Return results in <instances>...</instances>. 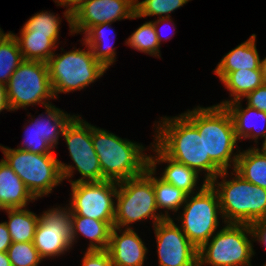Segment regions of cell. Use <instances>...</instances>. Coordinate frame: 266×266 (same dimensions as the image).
Returning a JSON list of instances; mask_svg holds the SVG:
<instances>
[{
  "label": "cell",
  "mask_w": 266,
  "mask_h": 266,
  "mask_svg": "<svg viewBox=\"0 0 266 266\" xmlns=\"http://www.w3.org/2000/svg\"><path fill=\"white\" fill-rule=\"evenodd\" d=\"M204 138L205 145V180L210 183L222 171L231 167L235 169L238 154H233L237 147L234 125L225 106L197 107L183 113ZM233 158H232V156Z\"/></svg>",
  "instance_id": "cell-1"
},
{
  "label": "cell",
  "mask_w": 266,
  "mask_h": 266,
  "mask_svg": "<svg viewBox=\"0 0 266 266\" xmlns=\"http://www.w3.org/2000/svg\"><path fill=\"white\" fill-rule=\"evenodd\" d=\"M92 143L99 159L103 180L121 182L143 174L149 167V156L138 143L119 138L92 126Z\"/></svg>",
  "instance_id": "cell-2"
},
{
  "label": "cell",
  "mask_w": 266,
  "mask_h": 266,
  "mask_svg": "<svg viewBox=\"0 0 266 266\" xmlns=\"http://www.w3.org/2000/svg\"><path fill=\"white\" fill-rule=\"evenodd\" d=\"M232 180H226L227 171L217 175L223 179L210 184L217 191L220 200V210L225 223L251 224L254 221L266 219V189L245 180L235 170ZM217 187V188H216Z\"/></svg>",
  "instance_id": "cell-3"
},
{
  "label": "cell",
  "mask_w": 266,
  "mask_h": 266,
  "mask_svg": "<svg viewBox=\"0 0 266 266\" xmlns=\"http://www.w3.org/2000/svg\"><path fill=\"white\" fill-rule=\"evenodd\" d=\"M162 119V124L157 127L155 144L173 160L198 173L205 171L204 138L197 127L184 114Z\"/></svg>",
  "instance_id": "cell-4"
},
{
  "label": "cell",
  "mask_w": 266,
  "mask_h": 266,
  "mask_svg": "<svg viewBox=\"0 0 266 266\" xmlns=\"http://www.w3.org/2000/svg\"><path fill=\"white\" fill-rule=\"evenodd\" d=\"M117 203L115 206L114 227L126 226L142 219L152 218L154 225L165 219H170L168 211L165 214H156V197L152 182V169L148 167L146 171L136 177L118 182L116 193ZM129 227H128V226Z\"/></svg>",
  "instance_id": "cell-5"
},
{
  "label": "cell",
  "mask_w": 266,
  "mask_h": 266,
  "mask_svg": "<svg viewBox=\"0 0 266 266\" xmlns=\"http://www.w3.org/2000/svg\"><path fill=\"white\" fill-rule=\"evenodd\" d=\"M88 51L76 49L62 55L53 54L47 61L49 78L55 98L58 93H68L82 90L107 70L93 56L92 49Z\"/></svg>",
  "instance_id": "cell-6"
},
{
  "label": "cell",
  "mask_w": 266,
  "mask_h": 266,
  "mask_svg": "<svg viewBox=\"0 0 266 266\" xmlns=\"http://www.w3.org/2000/svg\"><path fill=\"white\" fill-rule=\"evenodd\" d=\"M5 158L26 188L37 200L48 195L63 181L59 160L54 154H37L22 149L0 146Z\"/></svg>",
  "instance_id": "cell-7"
},
{
  "label": "cell",
  "mask_w": 266,
  "mask_h": 266,
  "mask_svg": "<svg viewBox=\"0 0 266 266\" xmlns=\"http://www.w3.org/2000/svg\"><path fill=\"white\" fill-rule=\"evenodd\" d=\"M247 234L252 235L250 224L226 223L198 249V266H251L254 251Z\"/></svg>",
  "instance_id": "cell-8"
},
{
  "label": "cell",
  "mask_w": 266,
  "mask_h": 266,
  "mask_svg": "<svg viewBox=\"0 0 266 266\" xmlns=\"http://www.w3.org/2000/svg\"><path fill=\"white\" fill-rule=\"evenodd\" d=\"M195 195V196H194ZM183 213L180 217L181 230L189 241L199 249L206 243L219 226L221 215L217 191L205 179L195 194L187 195Z\"/></svg>",
  "instance_id": "cell-9"
},
{
  "label": "cell",
  "mask_w": 266,
  "mask_h": 266,
  "mask_svg": "<svg viewBox=\"0 0 266 266\" xmlns=\"http://www.w3.org/2000/svg\"><path fill=\"white\" fill-rule=\"evenodd\" d=\"M6 91L11 111L40 103L47 107L52 104L46 100L55 99L48 65L40 61L23 60L6 84Z\"/></svg>",
  "instance_id": "cell-10"
},
{
  "label": "cell",
  "mask_w": 266,
  "mask_h": 266,
  "mask_svg": "<svg viewBox=\"0 0 266 266\" xmlns=\"http://www.w3.org/2000/svg\"><path fill=\"white\" fill-rule=\"evenodd\" d=\"M63 136L71 159L75 163V166H72L59 161L63 180L71 177L76 168L82 177L74 181L70 180V183L104 181L99 159L92 143V125L80 119L79 116H75L66 126Z\"/></svg>",
  "instance_id": "cell-11"
},
{
  "label": "cell",
  "mask_w": 266,
  "mask_h": 266,
  "mask_svg": "<svg viewBox=\"0 0 266 266\" xmlns=\"http://www.w3.org/2000/svg\"><path fill=\"white\" fill-rule=\"evenodd\" d=\"M118 182L104 180L99 182L71 183L72 216H83L95 220L114 222L115 202Z\"/></svg>",
  "instance_id": "cell-12"
},
{
  "label": "cell",
  "mask_w": 266,
  "mask_h": 266,
  "mask_svg": "<svg viewBox=\"0 0 266 266\" xmlns=\"http://www.w3.org/2000/svg\"><path fill=\"white\" fill-rule=\"evenodd\" d=\"M67 209L56 207L39 216L33 244L42 259L59 256L72 248V212Z\"/></svg>",
  "instance_id": "cell-13"
},
{
  "label": "cell",
  "mask_w": 266,
  "mask_h": 266,
  "mask_svg": "<svg viewBox=\"0 0 266 266\" xmlns=\"http://www.w3.org/2000/svg\"><path fill=\"white\" fill-rule=\"evenodd\" d=\"M159 266H198V249L173 219L154 225Z\"/></svg>",
  "instance_id": "cell-14"
},
{
  "label": "cell",
  "mask_w": 266,
  "mask_h": 266,
  "mask_svg": "<svg viewBox=\"0 0 266 266\" xmlns=\"http://www.w3.org/2000/svg\"><path fill=\"white\" fill-rule=\"evenodd\" d=\"M136 0H85L71 16V34L121 19L136 18Z\"/></svg>",
  "instance_id": "cell-15"
},
{
  "label": "cell",
  "mask_w": 266,
  "mask_h": 266,
  "mask_svg": "<svg viewBox=\"0 0 266 266\" xmlns=\"http://www.w3.org/2000/svg\"><path fill=\"white\" fill-rule=\"evenodd\" d=\"M47 113L46 117H38L26 129V142L24 141L22 149L37 154H53L52 149L58 144L59 136L64 133L66 126L75 117L64 113L62 110L53 105L45 107ZM52 120V122H51ZM32 126V128H31ZM30 129V130H29Z\"/></svg>",
  "instance_id": "cell-16"
},
{
  "label": "cell",
  "mask_w": 266,
  "mask_h": 266,
  "mask_svg": "<svg viewBox=\"0 0 266 266\" xmlns=\"http://www.w3.org/2000/svg\"><path fill=\"white\" fill-rule=\"evenodd\" d=\"M117 227H113L107 251L114 266H143L147 248L133 229H125L118 235Z\"/></svg>",
  "instance_id": "cell-17"
},
{
  "label": "cell",
  "mask_w": 266,
  "mask_h": 266,
  "mask_svg": "<svg viewBox=\"0 0 266 266\" xmlns=\"http://www.w3.org/2000/svg\"><path fill=\"white\" fill-rule=\"evenodd\" d=\"M152 146L153 148L155 147L153 150L157 153V156H155L156 158L149 156V167L155 171L158 162L169 163L160 179L181 189L187 195L195 194L194 189L196 188L199 173L168 157L156 144Z\"/></svg>",
  "instance_id": "cell-18"
},
{
  "label": "cell",
  "mask_w": 266,
  "mask_h": 266,
  "mask_svg": "<svg viewBox=\"0 0 266 266\" xmlns=\"http://www.w3.org/2000/svg\"><path fill=\"white\" fill-rule=\"evenodd\" d=\"M256 35L251 37L227 53L214 69V73L222 81L230 72L237 70H261V59L256 49Z\"/></svg>",
  "instance_id": "cell-19"
},
{
  "label": "cell",
  "mask_w": 266,
  "mask_h": 266,
  "mask_svg": "<svg viewBox=\"0 0 266 266\" xmlns=\"http://www.w3.org/2000/svg\"><path fill=\"white\" fill-rule=\"evenodd\" d=\"M36 200L24 182L4 160L0 161V210L25 208L28 201Z\"/></svg>",
  "instance_id": "cell-20"
},
{
  "label": "cell",
  "mask_w": 266,
  "mask_h": 266,
  "mask_svg": "<svg viewBox=\"0 0 266 266\" xmlns=\"http://www.w3.org/2000/svg\"><path fill=\"white\" fill-rule=\"evenodd\" d=\"M241 100L229 102L225 105L226 109L231 115L235 136L237 140L241 138H252L257 142L259 137L266 138V112L257 110L256 108L250 107L247 105L246 108H242ZM258 117V119L262 120V128L261 126L257 129L256 125L257 120L254 118ZM252 119V120H251ZM254 119V122H253ZM257 119V118H256ZM258 120V121H260ZM255 124V125H254ZM259 126V125H258Z\"/></svg>",
  "instance_id": "cell-21"
},
{
  "label": "cell",
  "mask_w": 266,
  "mask_h": 266,
  "mask_svg": "<svg viewBox=\"0 0 266 266\" xmlns=\"http://www.w3.org/2000/svg\"><path fill=\"white\" fill-rule=\"evenodd\" d=\"M71 226L72 245L78 235V232H80L83 236L89 238L90 240V245L87 250H107L114 222H105L83 216H72Z\"/></svg>",
  "instance_id": "cell-22"
},
{
  "label": "cell",
  "mask_w": 266,
  "mask_h": 266,
  "mask_svg": "<svg viewBox=\"0 0 266 266\" xmlns=\"http://www.w3.org/2000/svg\"><path fill=\"white\" fill-rule=\"evenodd\" d=\"M8 214V222H5L12 242H33L39 217L26 208L4 209Z\"/></svg>",
  "instance_id": "cell-23"
},
{
  "label": "cell",
  "mask_w": 266,
  "mask_h": 266,
  "mask_svg": "<svg viewBox=\"0 0 266 266\" xmlns=\"http://www.w3.org/2000/svg\"><path fill=\"white\" fill-rule=\"evenodd\" d=\"M222 83L230 91V96L233 97V100L218 104L225 106L229 102L241 100L247 94L262 86V71L248 69L233 71L222 80Z\"/></svg>",
  "instance_id": "cell-24"
},
{
  "label": "cell",
  "mask_w": 266,
  "mask_h": 266,
  "mask_svg": "<svg viewBox=\"0 0 266 266\" xmlns=\"http://www.w3.org/2000/svg\"><path fill=\"white\" fill-rule=\"evenodd\" d=\"M235 170L250 183L266 189V157L256 147L238 154Z\"/></svg>",
  "instance_id": "cell-25"
},
{
  "label": "cell",
  "mask_w": 266,
  "mask_h": 266,
  "mask_svg": "<svg viewBox=\"0 0 266 266\" xmlns=\"http://www.w3.org/2000/svg\"><path fill=\"white\" fill-rule=\"evenodd\" d=\"M110 25V22H106L90 27L85 32V37L83 39L84 45L89 46L92 49L95 59L106 69H108L116 59L114 48L107 42L108 37L106 36V29H112L111 27H108Z\"/></svg>",
  "instance_id": "cell-26"
},
{
  "label": "cell",
  "mask_w": 266,
  "mask_h": 266,
  "mask_svg": "<svg viewBox=\"0 0 266 266\" xmlns=\"http://www.w3.org/2000/svg\"><path fill=\"white\" fill-rule=\"evenodd\" d=\"M24 58L13 33H4L0 37V84L6 86L10 77Z\"/></svg>",
  "instance_id": "cell-27"
},
{
  "label": "cell",
  "mask_w": 266,
  "mask_h": 266,
  "mask_svg": "<svg viewBox=\"0 0 266 266\" xmlns=\"http://www.w3.org/2000/svg\"><path fill=\"white\" fill-rule=\"evenodd\" d=\"M19 44L24 60L45 62L54 54L56 44L47 37L40 34H20V38L13 34Z\"/></svg>",
  "instance_id": "cell-28"
},
{
  "label": "cell",
  "mask_w": 266,
  "mask_h": 266,
  "mask_svg": "<svg viewBox=\"0 0 266 266\" xmlns=\"http://www.w3.org/2000/svg\"><path fill=\"white\" fill-rule=\"evenodd\" d=\"M154 174L155 171L152 170V182L155 190L157 209L165 208L172 210V212H177L185 204L187 194L174 185L164 182L155 176L153 177Z\"/></svg>",
  "instance_id": "cell-29"
},
{
  "label": "cell",
  "mask_w": 266,
  "mask_h": 266,
  "mask_svg": "<svg viewBox=\"0 0 266 266\" xmlns=\"http://www.w3.org/2000/svg\"><path fill=\"white\" fill-rule=\"evenodd\" d=\"M53 13L40 12L33 15L21 29V34L47 35L55 44L59 36L61 20Z\"/></svg>",
  "instance_id": "cell-30"
},
{
  "label": "cell",
  "mask_w": 266,
  "mask_h": 266,
  "mask_svg": "<svg viewBox=\"0 0 266 266\" xmlns=\"http://www.w3.org/2000/svg\"><path fill=\"white\" fill-rule=\"evenodd\" d=\"M126 44L140 52L159 56L160 43L152 21L144 23L133 32Z\"/></svg>",
  "instance_id": "cell-31"
},
{
  "label": "cell",
  "mask_w": 266,
  "mask_h": 266,
  "mask_svg": "<svg viewBox=\"0 0 266 266\" xmlns=\"http://www.w3.org/2000/svg\"><path fill=\"white\" fill-rule=\"evenodd\" d=\"M189 0H143L138 2L136 0V18H142L146 16H160L170 18L171 12L180 8L186 4Z\"/></svg>",
  "instance_id": "cell-32"
},
{
  "label": "cell",
  "mask_w": 266,
  "mask_h": 266,
  "mask_svg": "<svg viewBox=\"0 0 266 266\" xmlns=\"http://www.w3.org/2000/svg\"><path fill=\"white\" fill-rule=\"evenodd\" d=\"M7 253L12 266H38L42 261L33 242H12Z\"/></svg>",
  "instance_id": "cell-33"
},
{
  "label": "cell",
  "mask_w": 266,
  "mask_h": 266,
  "mask_svg": "<svg viewBox=\"0 0 266 266\" xmlns=\"http://www.w3.org/2000/svg\"><path fill=\"white\" fill-rule=\"evenodd\" d=\"M82 266H114V264L107 250H87L82 260Z\"/></svg>",
  "instance_id": "cell-34"
},
{
  "label": "cell",
  "mask_w": 266,
  "mask_h": 266,
  "mask_svg": "<svg viewBox=\"0 0 266 266\" xmlns=\"http://www.w3.org/2000/svg\"><path fill=\"white\" fill-rule=\"evenodd\" d=\"M247 105L257 110L266 112V85L256 88L245 96Z\"/></svg>",
  "instance_id": "cell-35"
},
{
  "label": "cell",
  "mask_w": 266,
  "mask_h": 266,
  "mask_svg": "<svg viewBox=\"0 0 266 266\" xmlns=\"http://www.w3.org/2000/svg\"><path fill=\"white\" fill-rule=\"evenodd\" d=\"M250 229L252 232L251 237H255L256 241L265 244L266 246V219H261L254 221L250 224Z\"/></svg>",
  "instance_id": "cell-36"
},
{
  "label": "cell",
  "mask_w": 266,
  "mask_h": 266,
  "mask_svg": "<svg viewBox=\"0 0 266 266\" xmlns=\"http://www.w3.org/2000/svg\"><path fill=\"white\" fill-rule=\"evenodd\" d=\"M85 0H55L58 5L66 7V11L63 13L67 22L69 23V27L71 29V16L74 12L82 5ZM69 7V8H68Z\"/></svg>",
  "instance_id": "cell-37"
},
{
  "label": "cell",
  "mask_w": 266,
  "mask_h": 266,
  "mask_svg": "<svg viewBox=\"0 0 266 266\" xmlns=\"http://www.w3.org/2000/svg\"><path fill=\"white\" fill-rule=\"evenodd\" d=\"M12 244V239L5 222L0 223V252H7Z\"/></svg>",
  "instance_id": "cell-38"
},
{
  "label": "cell",
  "mask_w": 266,
  "mask_h": 266,
  "mask_svg": "<svg viewBox=\"0 0 266 266\" xmlns=\"http://www.w3.org/2000/svg\"><path fill=\"white\" fill-rule=\"evenodd\" d=\"M5 109L11 111L8 103L6 86L0 84V112Z\"/></svg>",
  "instance_id": "cell-39"
},
{
  "label": "cell",
  "mask_w": 266,
  "mask_h": 266,
  "mask_svg": "<svg viewBox=\"0 0 266 266\" xmlns=\"http://www.w3.org/2000/svg\"><path fill=\"white\" fill-rule=\"evenodd\" d=\"M165 21H172L170 18H166V17H161V18H159L158 20H156V21H152L153 22V24H154V27H155V31H156V34H157V38H158V41H159V43L161 44V41L162 40H166L167 38H165V39H163V37H162V35H161V33H159L160 32V30L157 28V27H159L158 26V24H160V23H162V22H165ZM159 30V31H158ZM169 38V37H168Z\"/></svg>",
  "instance_id": "cell-40"
},
{
  "label": "cell",
  "mask_w": 266,
  "mask_h": 266,
  "mask_svg": "<svg viewBox=\"0 0 266 266\" xmlns=\"http://www.w3.org/2000/svg\"><path fill=\"white\" fill-rule=\"evenodd\" d=\"M0 266H12L7 252H0Z\"/></svg>",
  "instance_id": "cell-41"
},
{
  "label": "cell",
  "mask_w": 266,
  "mask_h": 266,
  "mask_svg": "<svg viewBox=\"0 0 266 266\" xmlns=\"http://www.w3.org/2000/svg\"><path fill=\"white\" fill-rule=\"evenodd\" d=\"M261 71H262V81L263 84L266 85V58L261 60Z\"/></svg>",
  "instance_id": "cell-42"
},
{
  "label": "cell",
  "mask_w": 266,
  "mask_h": 266,
  "mask_svg": "<svg viewBox=\"0 0 266 266\" xmlns=\"http://www.w3.org/2000/svg\"><path fill=\"white\" fill-rule=\"evenodd\" d=\"M256 150H258L259 153H261L264 157H266V138L264 139V142L262 144V148L261 149L256 148Z\"/></svg>",
  "instance_id": "cell-43"
},
{
  "label": "cell",
  "mask_w": 266,
  "mask_h": 266,
  "mask_svg": "<svg viewBox=\"0 0 266 266\" xmlns=\"http://www.w3.org/2000/svg\"><path fill=\"white\" fill-rule=\"evenodd\" d=\"M3 32L4 31H2L1 28H0V37L4 34Z\"/></svg>",
  "instance_id": "cell-44"
}]
</instances>
